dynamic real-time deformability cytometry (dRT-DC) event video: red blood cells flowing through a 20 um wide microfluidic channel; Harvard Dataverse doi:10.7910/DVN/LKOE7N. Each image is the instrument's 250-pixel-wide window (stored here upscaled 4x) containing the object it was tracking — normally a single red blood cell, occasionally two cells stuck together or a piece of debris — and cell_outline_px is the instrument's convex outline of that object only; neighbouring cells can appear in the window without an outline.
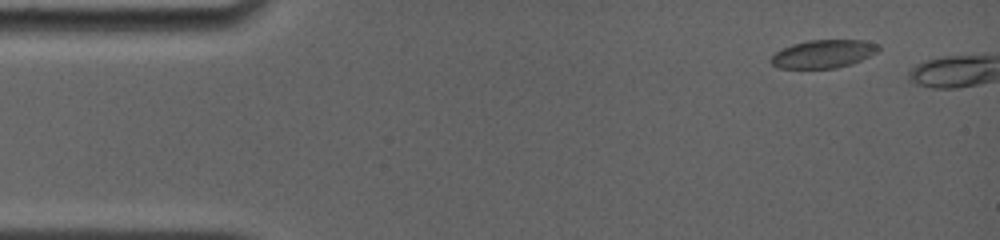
{"species": "common noctule bat (a hibernating species)", "species_latin": "Nyctalus noctula", "temperature_condition": "room temperature", "stored_images_in_passage": 3, "camera_frame_rate_fps": 4000, "um_per_image_px": 0.085, "animal": {"sex": "female", "body_mass_g": 19.0, "forearm_length_mm": 56.7}, "frame": {"image": 1, "passage_image": 1, "time_ms": 0.0, "image_size_px": [1000, 240], "cell_outline_px": [[880, 48], [876, 52], [852, 64], [836, 68], [776, 68], [772, 64], [772, 56], [776, 52], [792, 44], [808, 40], [864, 40], [880, 44]], "centroid_in_image_um": [70.0, 4.57], "position_along_channel_um": 15.0, "area_um2": 17.51}}